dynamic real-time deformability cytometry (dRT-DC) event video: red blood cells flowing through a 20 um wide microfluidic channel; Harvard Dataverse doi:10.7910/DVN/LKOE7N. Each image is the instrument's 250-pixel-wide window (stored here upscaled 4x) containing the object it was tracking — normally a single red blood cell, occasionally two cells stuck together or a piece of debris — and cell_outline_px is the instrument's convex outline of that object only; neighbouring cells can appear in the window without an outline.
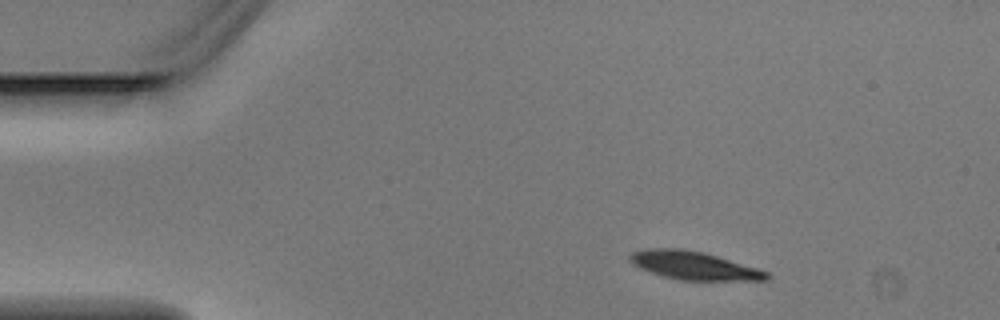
{"species": "Egyptian fruit bat (a non-hibernating species)", "species_latin": "Rousettus aegyptiacus", "temperature_condition": "warm", "stored_images_in_passage": 4, "camera_frame_rate_fps": 3000, "um_per_image_px": 0.085, "animal": {"sex": "male"}, "frame": {"image": 1, "passage_image": 1, "time_ms": 0.0, "image_size_px": [1000, 320], "cell_outline_px": [[768, 280], [680, 280], [664, 276], [640, 268], [628, 260], [628, 256], [632, 252], [648, 248], [680, 248], [704, 252], [760, 268], [768, 272]], "centroid_in_image_um": [58.99, 22.56], "position_along_channel_um": 26.0, "area_um2": 22.48}}
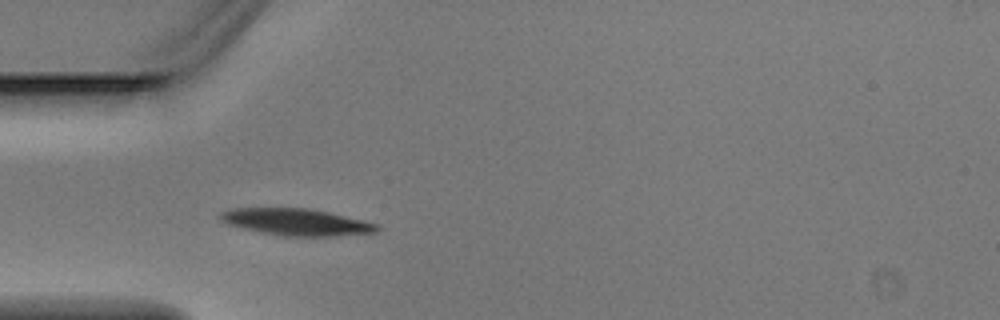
{"frame": {"image": 2, "passage_image": 3, "time_ms": 0.667, "image_size_px": [1000, 320], "cell_outline_px": [[380, 232], [336, 236], [284, 236], [240, 228], [228, 224], [220, 220], [220, 212], [232, 208], [308, 208], [328, 212], [364, 220], [380, 224]], "centroid_in_image_um": [25.24, 18.87], "position_along_channel_um": 59.8, "area_um2": 24.62}}